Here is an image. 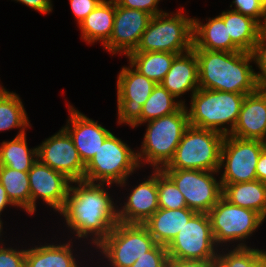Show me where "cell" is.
Segmentation results:
<instances>
[{
    "label": "cell",
    "instance_id": "cell-7",
    "mask_svg": "<svg viewBox=\"0 0 266 267\" xmlns=\"http://www.w3.org/2000/svg\"><path fill=\"white\" fill-rule=\"evenodd\" d=\"M137 153L111 133L102 147L85 165L84 181L91 183H112L124 186L127 178L139 168Z\"/></svg>",
    "mask_w": 266,
    "mask_h": 267
},
{
    "label": "cell",
    "instance_id": "cell-15",
    "mask_svg": "<svg viewBox=\"0 0 266 267\" xmlns=\"http://www.w3.org/2000/svg\"><path fill=\"white\" fill-rule=\"evenodd\" d=\"M152 16L144 11L119 6L115 2V17L110 39L103 45L113 54L126 56L138 47Z\"/></svg>",
    "mask_w": 266,
    "mask_h": 267
},
{
    "label": "cell",
    "instance_id": "cell-36",
    "mask_svg": "<svg viewBox=\"0 0 266 267\" xmlns=\"http://www.w3.org/2000/svg\"><path fill=\"white\" fill-rule=\"evenodd\" d=\"M254 63L259 67L260 72L255 73L257 81L262 88H266V39L260 35L252 51Z\"/></svg>",
    "mask_w": 266,
    "mask_h": 267
},
{
    "label": "cell",
    "instance_id": "cell-49",
    "mask_svg": "<svg viewBox=\"0 0 266 267\" xmlns=\"http://www.w3.org/2000/svg\"><path fill=\"white\" fill-rule=\"evenodd\" d=\"M263 143H264L265 146H266V135H265V137H264Z\"/></svg>",
    "mask_w": 266,
    "mask_h": 267
},
{
    "label": "cell",
    "instance_id": "cell-35",
    "mask_svg": "<svg viewBox=\"0 0 266 267\" xmlns=\"http://www.w3.org/2000/svg\"><path fill=\"white\" fill-rule=\"evenodd\" d=\"M168 252L166 246L155 244L145 255L139 257L131 267H167Z\"/></svg>",
    "mask_w": 266,
    "mask_h": 267
},
{
    "label": "cell",
    "instance_id": "cell-46",
    "mask_svg": "<svg viewBox=\"0 0 266 267\" xmlns=\"http://www.w3.org/2000/svg\"><path fill=\"white\" fill-rule=\"evenodd\" d=\"M254 267H265L264 262L260 260Z\"/></svg>",
    "mask_w": 266,
    "mask_h": 267
},
{
    "label": "cell",
    "instance_id": "cell-21",
    "mask_svg": "<svg viewBox=\"0 0 266 267\" xmlns=\"http://www.w3.org/2000/svg\"><path fill=\"white\" fill-rule=\"evenodd\" d=\"M196 212L190 208H159L143 225L156 244L168 246Z\"/></svg>",
    "mask_w": 266,
    "mask_h": 267
},
{
    "label": "cell",
    "instance_id": "cell-10",
    "mask_svg": "<svg viewBox=\"0 0 266 267\" xmlns=\"http://www.w3.org/2000/svg\"><path fill=\"white\" fill-rule=\"evenodd\" d=\"M216 246L248 238L265 219L256 211L231 204L223 196L208 213Z\"/></svg>",
    "mask_w": 266,
    "mask_h": 267
},
{
    "label": "cell",
    "instance_id": "cell-34",
    "mask_svg": "<svg viewBox=\"0 0 266 267\" xmlns=\"http://www.w3.org/2000/svg\"><path fill=\"white\" fill-rule=\"evenodd\" d=\"M232 3L235 7L231 10L255 19L260 25L266 21L265 0H233Z\"/></svg>",
    "mask_w": 266,
    "mask_h": 267
},
{
    "label": "cell",
    "instance_id": "cell-32",
    "mask_svg": "<svg viewBox=\"0 0 266 267\" xmlns=\"http://www.w3.org/2000/svg\"><path fill=\"white\" fill-rule=\"evenodd\" d=\"M223 253H218L215 258V267H254L261 260V250L242 242L228 253Z\"/></svg>",
    "mask_w": 266,
    "mask_h": 267
},
{
    "label": "cell",
    "instance_id": "cell-9",
    "mask_svg": "<svg viewBox=\"0 0 266 267\" xmlns=\"http://www.w3.org/2000/svg\"><path fill=\"white\" fill-rule=\"evenodd\" d=\"M215 245L209 215L195 213L166 248L169 259L213 261Z\"/></svg>",
    "mask_w": 266,
    "mask_h": 267
},
{
    "label": "cell",
    "instance_id": "cell-29",
    "mask_svg": "<svg viewBox=\"0 0 266 267\" xmlns=\"http://www.w3.org/2000/svg\"><path fill=\"white\" fill-rule=\"evenodd\" d=\"M0 183L10 201L31 215V196L28 172L0 166Z\"/></svg>",
    "mask_w": 266,
    "mask_h": 267
},
{
    "label": "cell",
    "instance_id": "cell-38",
    "mask_svg": "<svg viewBox=\"0 0 266 267\" xmlns=\"http://www.w3.org/2000/svg\"><path fill=\"white\" fill-rule=\"evenodd\" d=\"M159 1L160 0H115L119 6L144 11L151 16L165 12L157 8Z\"/></svg>",
    "mask_w": 266,
    "mask_h": 267
},
{
    "label": "cell",
    "instance_id": "cell-42",
    "mask_svg": "<svg viewBox=\"0 0 266 267\" xmlns=\"http://www.w3.org/2000/svg\"><path fill=\"white\" fill-rule=\"evenodd\" d=\"M257 180L266 184V147L262 150L256 165Z\"/></svg>",
    "mask_w": 266,
    "mask_h": 267
},
{
    "label": "cell",
    "instance_id": "cell-26",
    "mask_svg": "<svg viewBox=\"0 0 266 267\" xmlns=\"http://www.w3.org/2000/svg\"><path fill=\"white\" fill-rule=\"evenodd\" d=\"M70 243L72 242L27 249L25 267H80L73 256Z\"/></svg>",
    "mask_w": 266,
    "mask_h": 267
},
{
    "label": "cell",
    "instance_id": "cell-13",
    "mask_svg": "<svg viewBox=\"0 0 266 267\" xmlns=\"http://www.w3.org/2000/svg\"><path fill=\"white\" fill-rule=\"evenodd\" d=\"M117 78L118 123L137 127L141 125L142 106L157 84L131 65L123 67Z\"/></svg>",
    "mask_w": 266,
    "mask_h": 267
},
{
    "label": "cell",
    "instance_id": "cell-14",
    "mask_svg": "<svg viewBox=\"0 0 266 267\" xmlns=\"http://www.w3.org/2000/svg\"><path fill=\"white\" fill-rule=\"evenodd\" d=\"M37 157L41 163L62 173L72 182L84 179L85 164L63 127L37 147Z\"/></svg>",
    "mask_w": 266,
    "mask_h": 267
},
{
    "label": "cell",
    "instance_id": "cell-11",
    "mask_svg": "<svg viewBox=\"0 0 266 267\" xmlns=\"http://www.w3.org/2000/svg\"><path fill=\"white\" fill-rule=\"evenodd\" d=\"M265 144L260 140L225 135L220 158L224 173L221 184H235L257 180L256 165Z\"/></svg>",
    "mask_w": 266,
    "mask_h": 267
},
{
    "label": "cell",
    "instance_id": "cell-20",
    "mask_svg": "<svg viewBox=\"0 0 266 267\" xmlns=\"http://www.w3.org/2000/svg\"><path fill=\"white\" fill-rule=\"evenodd\" d=\"M160 84L176 98L188 91L192 94L196 92L199 89V74L195 51L191 49L177 55Z\"/></svg>",
    "mask_w": 266,
    "mask_h": 267
},
{
    "label": "cell",
    "instance_id": "cell-2",
    "mask_svg": "<svg viewBox=\"0 0 266 267\" xmlns=\"http://www.w3.org/2000/svg\"><path fill=\"white\" fill-rule=\"evenodd\" d=\"M193 50L198 60L199 88L246 95L260 88L250 65L252 53Z\"/></svg>",
    "mask_w": 266,
    "mask_h": 267
},
{
    "label": "cell",
    "instance_id": "cell-48",
    "mask_svg": "<svg viewBox=\"0 0 266 267\" xmlns=\"http://www.w3.org/2000/svg\"><path fill=\"white\" fill-rule=\"evenodd\" d=\"M6 89L5 88H3L2 86H0V94L2 93V92H4Z\"/></svg>",
    "mask_w": 266,
    "mask_h": 267
},
{
    "label": "cell",
    "instance_id": "cell-5",
    "mask_svg": "<svg viewBox=\"0 0 266 267\" xmlns=\"http://www.w3.org/2000/svg\"><path fill=\"white\" fill-rule=\"evenodd\" d=\"M181 10L172 16L166 12L152 16L133 52H170L179 55L193 49V18H187Z\"/></svg>",
    "mask_w": 266,
    "mask_h": 267
},
{
    "label": "cell",
    "instance_id": "cell-6",
    "mask_svg": "<svg viewBox=\"0 0 266 267\" xmlns=\"http://www.w3.org/2000/svg\"><path fill=\"white\" fill-rule=\"evenodd\" d=\"M224 137L214 130L189 126L174 157L162 169L219 171Z\"/></svg>",
    "mask_w": 266,
    "mask_h": 267
},
{
    "label": "cell",
    "instance_id": "cell-33",
    "mask_svg": "<svg viewBox=\"0 0 266 267\" xmlns=\"http://www.w3.org/2000/svg\"><path fill=\"white\" fill-rule=\"evenodd\" d=\"M157 187L159 208L180 209L187 207L183 194L162 170H157Z\"/></svg>",
    "mask_w": 266,
    "mask_h": 267
},
{
    "label": "cell",
    "instance_id": "cell-24",
    "mask_svg": "<svg viewBox=\"0 0 266 267\" xmlns=\"http://www.w3.org/2000/svg\"><path fill=\"white\" fill-rule=\"evenodd\" d=\"M222 196L231 204L254 210L266 218V184L259 180L221 184Z\"/></svg>",
    "mask_w": 266,
    "mask_h": 267
},
{
    "label": "cell",
    "instance_id": "cell-17",
    "mask_svg": "<svg viewBox=\"0 0 266 267\" xmlns=\"http://www.w3.org/2000/svg\"><path fill=\"white\" fill-rule=\"evenodd\" d=\"M68 108L70 118L63 128L72 138L81 160L86 165L112 132L75 110L71 105Z\"/></svg>",
    "mask_w": 266,
    "mask_h": 267
},
{
    "label": "cell",
    "instance_id": "cell-44",
    "mask_svg": "<svg viewBox=\"0 0 266 267\" xmlns=\"http://www.w3.org/2000/svg\"><path fill=\"white\" fill-rule=\"evenodd\" d=\"M261 35L266 39V21L261 25Z\"/></svg>",
    "mask_w": 266,
    "mask_h": 267
},
{
    "label": "cell",
    "instance_id": "cell-8",
    "mask_svg": "<svg viewBox=\"0 0 266 267\" xmlns=\"http://www.w3.org/2000/svg\"><path fill=\"white\" fill-rule=\"evenodd\" d=\"M156 244L143 224L118 222L95 248L108 258L111 267H131Z\"/></svg>",
    "mask_w": 266,
    "mask_h": 267
},
{
    "label": "cell",
    "instance_id": "cell-4",
    "mask_svg": "<svg viewBox=\"0 0 266 267\" xmlns=\"http://www.w3.org/2000/svg\"><path fill=\"white\" fill-rule=\"evenodd\" d=\"M147 125L137 160L139 166L144 162L154 170H161L174 157L184 132L190 126L186 105L170 115L148 121Z\"/></svg>",
    "mask_w": 266,
    "mask_h": 267
},
{
    "label": "cell",
    "instance_id": "cell-45",
    "mask_svg": "<svg viewBox=\"0 0 266 267\" xmlns=\"http://www.w3.org/2000/svg\"><path fill=\"white\" fill-rule=\"evenodd\" d=\"M261 260L264 262V266L266 267V251L261 250Z\"/></svg>",
    "mask_w": 266,
    "mask_h": 267
},
{
    "label": "cell",
    "instance_id": "cell-27",
    "mask_svg": "<svg viewBox=\"0 0 266 267\" xmlns=\"http://www.w3.org/2000/svg\"><path fill=\"white\" fill-rule=\"evenodd\" d=\"M177 55L170 52H131L127 57L136 71L160 84Z\"/></svg>",
    "mask_w": 266,
    "mask_h": 267
},
{
    "label": "cell",
    "instance_id": "cell-1",
    "mask_svg": "<svg viewBox=\"0 0 266 267\" xmlns=\"http://www.w3.org/2000/svg\"><path fill=\"white\" fill-rule=\"evenodd\" d=\"M64 206L59 211L66 220L67 227L79 238L93 236L96 247L108 236L119 222L118 208L110 194L104 189L105 183H91L84 180L73 181ZM77 183V184H76Z\"/></svg>",
    "mask_w": 266,
    "mask_h": 267
},
{
    "label": "cell",
    "instance_id": "cell-28",
    "mask_svg": "<svg viewBox=\"0 0 266 267\" xmlns=\"http://www.w3.org/2000/svg\"><path fill=\"white\" fill-rule=\"evenodd\" d=\"M26 140L24 134L11 141H3L0 146V166L28 172L38 157L37 147L29 149Z\"/></svg>",
    "mask_w": 266,
    "mask_h": 267
},
{
    "label": "cell",
    "instance_id": "cell-43",
    "mask_svg": "<svg viewBox=\"0 0 266 267\" xmlns=\"http://www.w3.org/2000/svg\"><path fill=\"white\" fill-rule=\"evenodd\" d=\"M8 205H13L15 206L10 199L7 196L6 190L4 189V187L2 186V184L0 183V214L3 211V209L5 207H7ZM1 216V215H0Z\"/></svg>",
    "mask_w": 266,
    "mask_h": 267
},
{
    "label": "cell",
    "instance_id": "cell-40",
    "mask_svg": "<svg viewBox=\"0 0 266 267\" xmlns=\"http://www.w3.org/2000/svg\"><path fill=\"white\" fill-rule=\"evenodd\" d=\"M167 267H215V261L169 259Z\"/></svg>",
    "mask_w": 266,
    "mask_h": 267
},
{
    "label": "cell",
    "instance_id": "cell-31",
    "mask_svg": "<svg viewBox=\"0 0 266 267\" xmlns=\"http://www.w3.org/2000/svg\"><path fill=\"white\" fill-rule=\"evenodd\" d=\"M175 99L176 97L166 88L157 84L142 106L141 124L178 111L185 104V101H176Z\"/></svg>",
    "mask_w": 266,
    "mask_h": 267
},
{
    "label": "cell",
    "instance_id": "cell-25",
    "mask_svg": "<svg viewBox=\"0 0 266 267\" xmlns=\"http://www.w3.org/2000/svg\"><path fill=\"white\" fill-rule=\"evenodd\" d=\"M220 16L232 42L244 52L252 53L261 35V25L253 18L233 10L223 11Z\"/></svg>",
    "mask_w": 266,
    "mask_h": 267
},
{
    "label": "cell",
    "instance_id": "cell-19",
    "mask_svg": "<svg viewBox=\"0 0 266 267\" xmlns=\"http://www.w3.org/2000/svg\"><path fill=\"white\" fill-rule=\"evenodd\" d=\"M231 136L263 141L266 135V88L247 94Z\"/></svg>",
    "mask_w": 266,
    "mask_h": 267
},
{
    "label": "cell",
    "instance_id": "cell-18",
    "mask_svg": "<svg viewBox=\"0 0 266 267\" xmlns=\"http://www.w3.org/2000/svg\"><path fill=\"white\" fill-rule=\"evenodd\" d=\"M123 208L118 209V220L126 224H143L158 209L157 170L146 181L131 190Z\"/></svg>",
    "mask_w": 266,
    "mask_h": 267
},
{
    "label": "cell",
    "instance_id": "cell-3",
    "mask_svg": "<svg viewBox=\"0 0 266 267\" xmlns=\"http://www.w3.org/2000/svg\"><path fill=\"white\" fill-rule=\"evenodd\" d=\"M191 96L190 109L186 106L190 126L232 133L246 94L199 88Z\"/></svg>",
    "mask_w": 266,
    "mask_h": 267
},
{
    "label": "cell",
    "instance_id": "cell-16",
    "mask_svg": "<svg viewBox=\"0 0 266 267\" xmlns=\"http://www.w3.org/2000/svg\"><path fill=\"white\" fill-rule=\"evenodd\" d=\"M28 176L31 196V215L36 211V200L38 198L59 212L64 206L72 181L62 173L41 163L39 160L28 171Z\"/></svg>",
    "mask_w": 266,
    "mask_h": 267
},
{
    "label": "cell",
    "instance_id": "cell-30",
    "mask_svg": "<svg viewBox=\"0 0 266 267\" xmlns=\"http://www.w3.org/2000/svg\"><path fill=\"white\" fill-rule=\"evenodd\" d=\"M30 127L27 113L20 97L5 90L0 94V131L19 128L18 136L24 135L25 128Z\"/></svg>",
    "mask_w": 266,
    "mask_h": 267
},
{
    "label": "cell",
    "instance_id": "cell-22",
    "mask_svg": "<svg viewBox=\"0 0 266 267\" xmlns=\"http://www.w3.org/2000/svg\"><path fill=\"white\" fill-rule=\"evenodd\" d=\"M206 24L193 19V49L209 51H241L228 35L227 27L223 18L218 15L209 18Z\"/></svg>",
    "mask_w": 266,
    "mask_h": 267
},
{
    "label": "cell",
    "instance_id": "cell-41",
    "mask_svg": "<svg viewBox=\"0 0 266 267\" xmlns=\"http://www.w3.org/2000/svg\"><path fill=\"white\" fill-rule=\"evenodd\" d=\"M21 2L22 4L27 5L28 7L37 10L43 14L49 13L52 11L51 0H15Z\"/></svg>",
    "mask_w": 266,
    "mask_h": 267
},
{
    "label": "cell",
    "instance_id": "cell-47",
    "mask_svg": "<svg viewBox=\"0 0 266 267\" xmlns=\"http://www.w3.org/2000/svg\"><path fill=\"white\" fill-rule=\"evenodd\" d=\"M3 223H2V220L0 219V236H1V232H2V227H3V225H2Z\"/></svg>",
    "mask_w": 266,
    "mask_h": 267
},
{
    "label": "cell",
    "instance_id": "cell-23",
    "mask_svg": "<svg viewBox=\"0 0 266 267\" xmlns=\"http://www.w3.org/2000/svg\"><path fill=\"white\" fill-rule=\"evenodd\" d=\"M115 17V0H102L79 24L81 38L88 43L102 41L104 45L111 37Z\"/></svg>",
    "mask_w": 266,
    "mask_h": 267
},
{
    "label": "cell",
    "instance_id": "cell-37",
    "mask_svg": "<svg viewBox=\"0 0 266 267\" xmlns=\"http://www.w3.org/2000/svg\"><path fill=\"white\" fill-rule=\"evenodd\" d=\"M26 249L0 246V267H25Z\"/></svg>",
    "mask_w": 266,
    "mask_h": 267
},
{
    "label": "cell",
    "instance_id": "cell-39",
    "mask_svg": "<svg viewBox=\"0 0 266 267\" xmlns=\"http://www.w3.org/2000/svg\"><path fill=\"white\" fill-rule=\"evenodd\" d=\"M75 18L80 24L102 0H69Z\"/></svg>",
    "mask_w": 266,
    "mask_h": 267
},
{
    "label": "cell",
    "instance_id": "cell-12",
    "mask_svg": "<svg viewBox=\"0 0 266 267\" xmlns=\"http://www.w3.org/2000/svg\"><path fill=\"white\" fill-rule=\"evenodd\" d=\"M183 194L187 208L196 213H206L222 197L221 181L214 174L220 171L161 169Z\"/></svg>",
    "mask_w": 266,
    "mask_h": 267
}]
</instances>
